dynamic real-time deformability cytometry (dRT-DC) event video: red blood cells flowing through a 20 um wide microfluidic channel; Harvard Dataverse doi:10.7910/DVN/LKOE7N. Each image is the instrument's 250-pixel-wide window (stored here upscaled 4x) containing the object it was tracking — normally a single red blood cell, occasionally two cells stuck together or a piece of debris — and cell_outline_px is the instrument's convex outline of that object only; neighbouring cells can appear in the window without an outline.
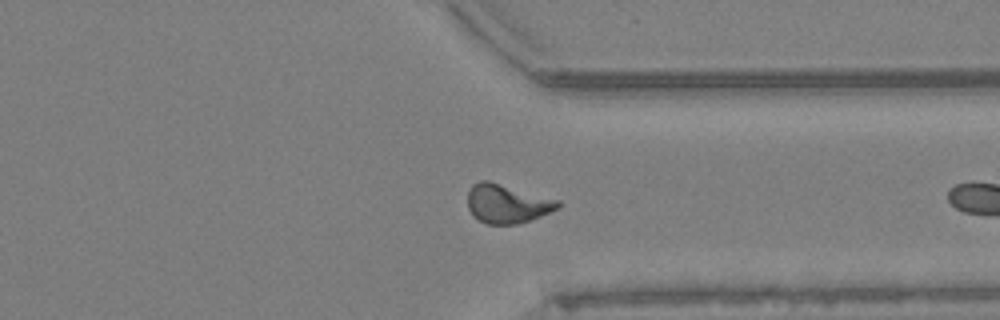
{"species": "Egyptian fruit bat (a non-hibernating species)", "species_latin": "Rousettus aegyptiacus", "temperature_condition": "warm", "stored_images_in_passage": 31, "camera_frame_rate_fps": 3000, "um_per_image_px": 0.085, "animal": {"sex": "female"}, "frame": {"image": 1, "passage_image": 29, "time_ms": 9.333, "image_size_px": [1000, 320], "cell_outline_px": [[560, 204], [556, 208], [540, 216], [516, 224], [488, 224], [480, 220], [468, 208], [468, 192], [472, 184], [480, 180], [488, 180], [560, 200]], "centroid_in_image_um": [43.08, 17.29], "position_along_channel_um": 368.3, "area_um2": 20.11}}